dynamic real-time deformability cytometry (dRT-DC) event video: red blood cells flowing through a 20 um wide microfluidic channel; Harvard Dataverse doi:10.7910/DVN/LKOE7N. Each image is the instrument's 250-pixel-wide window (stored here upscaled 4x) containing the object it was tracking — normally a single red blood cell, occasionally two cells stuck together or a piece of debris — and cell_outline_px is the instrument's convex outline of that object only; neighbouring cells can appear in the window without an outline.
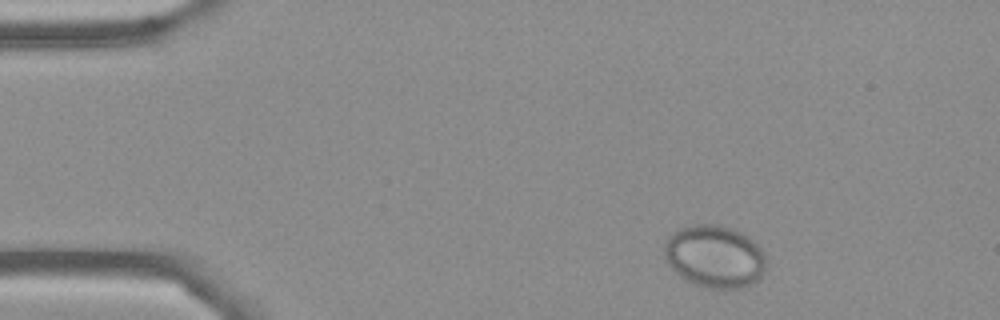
{"species": "Egyptian fruit bat (a non-hibernating species)", "species_latin": "Rousettus aegyptiacus", "temperature_condition": "cold", "stored_images_in_passage": 3, "camera_frame_rate_fps": 3000, "um_per_image_px": 0.085, "frame": {"image": 1, "passage_image": 1, "time_ms": 0.0, "image_size_px": [1000, 320], "cell_outline_px": [[768, 268], [752, 284], [740, 288], [708, 288], [696, 284], [688, 280], [676, 272], [668, 264], [664, 256], [664, 244], [668, 236], [676, 228], [692, 224], [716, 224], [732, 228], [748, 236], [764, 252], [768, 260]], "centroid_in_image_um": [60.76, 21.77], "position_along_channel_um": 24.2, "area_um2": 37.45}}